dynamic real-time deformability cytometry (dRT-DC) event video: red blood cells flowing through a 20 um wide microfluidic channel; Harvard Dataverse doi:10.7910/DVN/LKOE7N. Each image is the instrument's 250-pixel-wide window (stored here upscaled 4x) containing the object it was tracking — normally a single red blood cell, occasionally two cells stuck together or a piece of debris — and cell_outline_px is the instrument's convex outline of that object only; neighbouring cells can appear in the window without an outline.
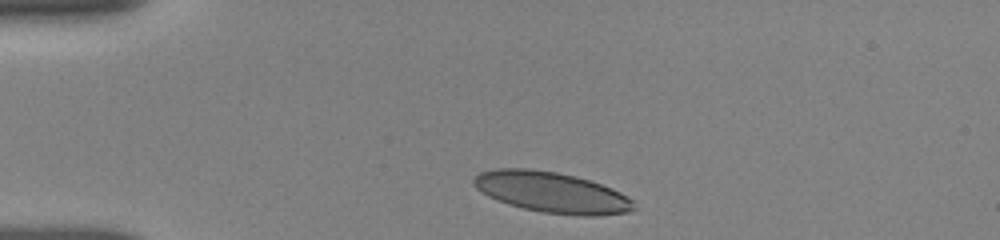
{"species": "human", "species_latin": "Homo sapiens", "temperature_condition": "room temperature", "stored_images_in_passage": 7, "camera_frame_rate_fps": 3000, "um_per_image_px": 0.085, "donor": {"sex": "female"}, "frame": {"image": 1, "passage_image": 1, "time_ms": 0.0, "image_size_px": [1000, 240], "cell_outline_px": [[636, 208], [628, 212], [596, 216], [584, 216], [544, 212], [524, 208], [508, 204], [488, 196], [476, 188], [472, 184], [472, 176], [480, 172], [496, 168], [532, 168], [556, 172], [576, 176], [612, 188], [620, 192], [632, 200]], "centroid_in_image_um": [46.86, 16.33], "position_along_channel_um": 38.1, "area_um2": 38.03}}
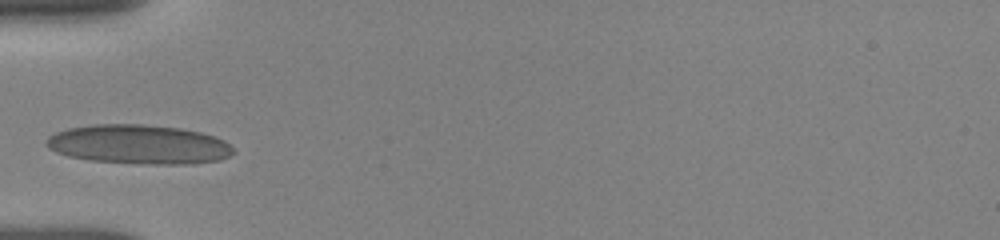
{"frame": {"image": 2, "passage_image": 4, "time_ms": 2.0, "image_size_px": [1000, 240], "cell_outline_px": [[236, 152], [220, 160], [192, 164], [152, 164], [88, 160], [68, 156], [56, 152], [48, 148], [44, 144], [44, 140], [48, 136], [56, 132], [68, 128], [92, 124], [140, 124], [180, 128], [200, 132], [216, 136], [224, 140]], "centroid_in_image_um": [11.77, 12.27], "position_along_channel_um": 73.2, "area_um2": 43.0}}
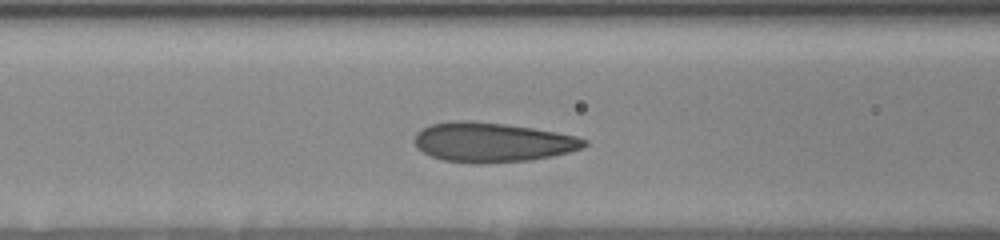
{"frame": {"image": 3, "passage_image": 6, "time_ms": 3.333, "image_size_px": [1000, 240], "cell_outline_px": [[588, 144], [584, 148], [552, 156], [532, 160], [484, 164], [476, 164], [444, 160], [432, 156], [416, 148], [412, 140], [416, 132], [420, 128], [432, 124], [456, 120], [468, 120], [504, 124], [532, 128], [556, 132], [576, 136], [588, 140]], "centroid_in_image_um": [41.82, 12.1], "position_along_channel_um": 124.8, "area_um2": 39.48}}